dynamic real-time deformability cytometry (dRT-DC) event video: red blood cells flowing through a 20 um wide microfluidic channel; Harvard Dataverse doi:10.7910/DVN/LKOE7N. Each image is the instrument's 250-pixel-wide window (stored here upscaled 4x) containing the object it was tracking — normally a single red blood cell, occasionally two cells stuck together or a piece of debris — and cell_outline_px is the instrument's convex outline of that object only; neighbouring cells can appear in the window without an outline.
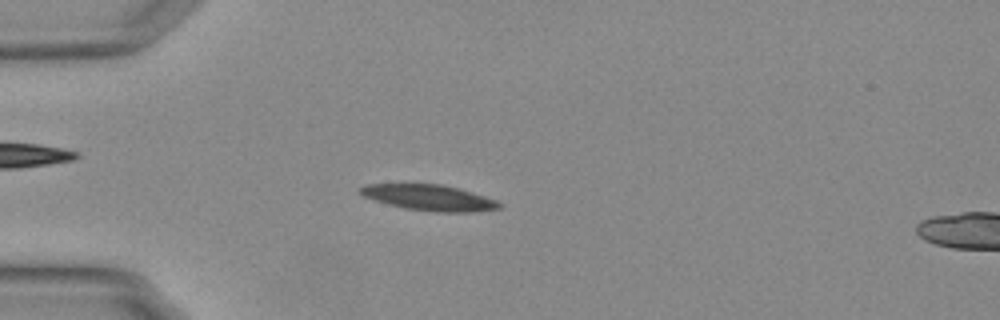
{"species": "Egyptian fruit bat (a non-hibernating species)", "species_latin": "Rousettus aegyptiacus", "temperature_condition": "warm", "stored_images_in_passage": 55, "camera_frame_rate_fps": 3000, "um_per_image_px": 0.085, "animal": {"sex": "female"}, "frame": {"image": 1, "passage_image": 15, "time_ms": 4.667, "image_size_px": [1000, 320], "cell_outline_px": [[500, 208], [468, 212], [444, 212], [408, 208], [376, 200], [364, 196], [360, 192], [360, 188], [368, 184], [444, 184], [460, 188], [496, 200], [500, 204]], "centroid_in_image_um": [36.52, 16.78], "position_along_channel_um": 48.5, "area_um2": 20.29}}
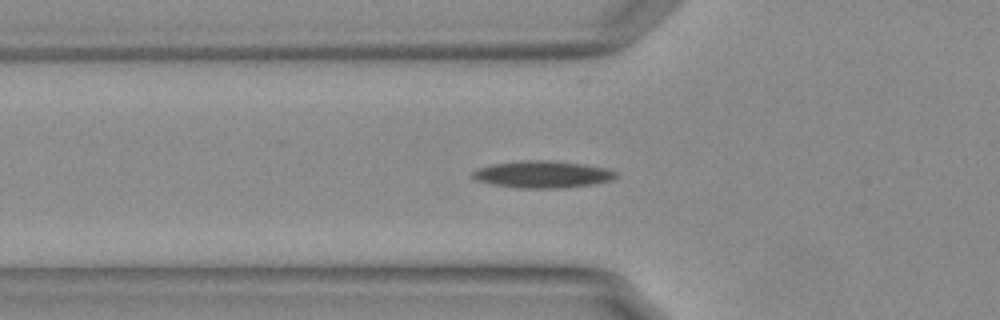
{"frame": {"image": 2, "passage_image": 19, "time_ms": 6.0, "image_size_px": [1000, 320], "cell_outline_px": [[616, 176], [612, 180], [592, 184], [564, 188], [520, 188], [492, 184], [476, 180], [472, 176], [472, 172], [480, 168], [492, 164], [524, 160], [548, 160], [584, 164], [604, 168], [616, 172]], "centroid_in_image_um": [46.11, 14.82], "position_along_channel_um": 79.7, "area_um2": 22.37}}
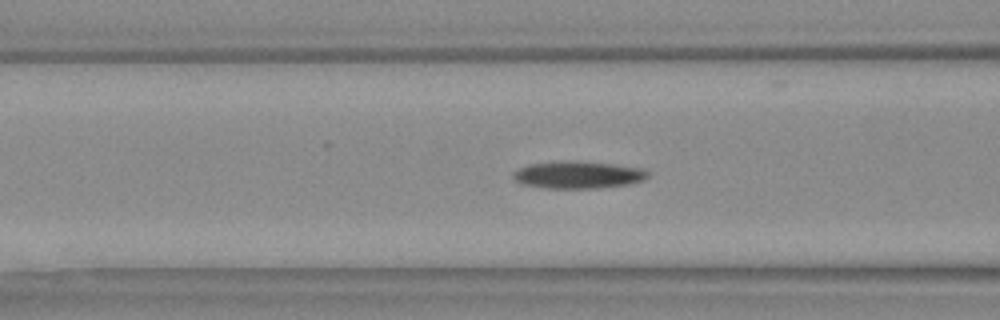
{"frame": {"image": 3, "passage_image": 22, "time_ms": 7.0, "image_size_px": [1000, 320], "cell_outline_px": [[648, 176], [644, 180], [628, 184], [596, 188], [548, 188], [524, 184], [516, 180], [512, 176], [520, 168], [528, 164], [568, 160], [576, 160], [612, 164], [644, 168], [648, 172]], "centroid_in_image_um": [49.18, 14.85], "position_along_channel_um": 117.4, "area_um2": 21.27}, "authors_computed_cell_mechanics": {"area_um2": 21.1548, "velocity_mm_per_s": 3.7295, "shape_relaxation_time_tau1_ms": null, "shape_relaxation_time_tau2_ms": 9.5493, "deformation_change_tau1": null, "deformation_change_tau2": 0.1964}}